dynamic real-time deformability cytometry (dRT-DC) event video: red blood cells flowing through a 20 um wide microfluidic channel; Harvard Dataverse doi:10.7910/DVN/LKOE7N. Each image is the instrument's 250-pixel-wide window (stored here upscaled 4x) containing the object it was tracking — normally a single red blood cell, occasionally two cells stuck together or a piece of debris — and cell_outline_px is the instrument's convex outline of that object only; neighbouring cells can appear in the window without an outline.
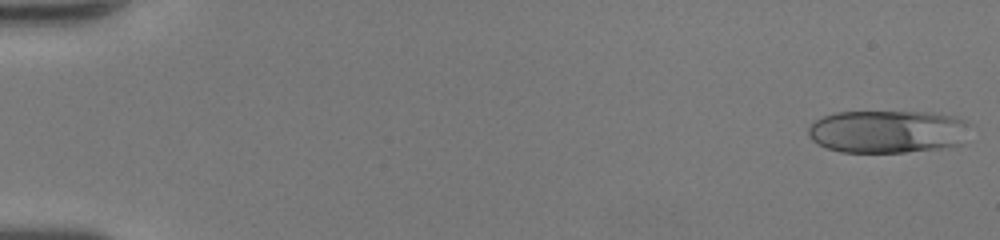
{"species": "human", "species_latin": "Homo sapiens", "temperature_condition": "room temperature", "stored_images_in_passage": 49, "camera_frame_rate_fps": 3000, "um_per_image_px": 0.085, "donor": {"sex": "female"}, "frame": {"image": 1, "passage_image": 1, "time_ms": 0.0, "image_size_px": [1000, 240], "cell_outline_px": [[968, 124], [960, 144], [940, 148], [904, 152], [840, 152], [828, 148], [812, 140], [808, 136], [808, 128], [816, 120], [824, 116], [836, 112], [932, 112], [956, 116], [964, 120]], "centroid_in_image_um": [75.41, 11.17], "position_along_channel_um": 9.6, "area_um2": 40.11}}
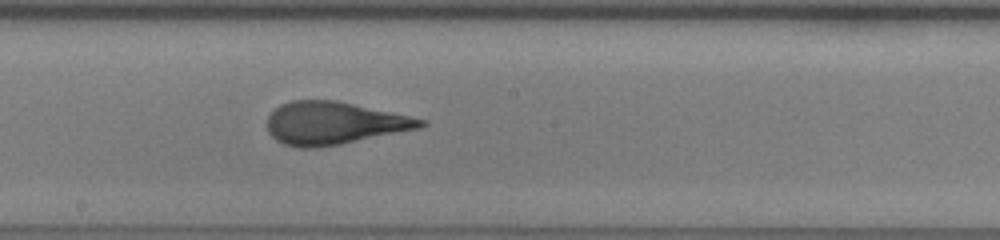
{"frame": {"image": 2, "passage_image": 28, "time_ms": 9.0, "image_size_px": [1000, 240], "cell_outline_px": [[428, 124], [420, 128], [340, 144], [312, 148], [300, 148], [284, 144], [276, 140], [268, 132], [268, 116], [280, 104], [292, 100], [336, 100], [428, 120]], "centroid_in_image_um": [28.38, 10.46], "position_along_channel_um": 219.8, "area_um2": 37.92}}
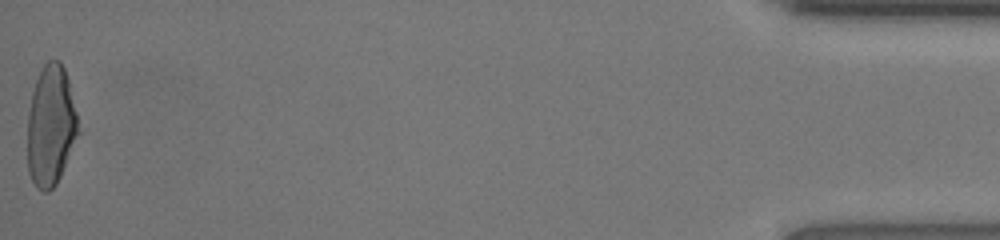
{"frame": {"image": 3, "passage_image": 49, "time_ms": 16.0, "image_size_px": [1000, 240], "cell_outline_px": [[84, 132], [56, 184], [48, 192], [44, 192], [36, 188], [28, 172], [28, 112], [32, 92], [36, 80], [44, 64], [48, 60], [60, 60], [64, 68], [68, 80]], "centroid_in_image_um": [4.39, 10.73], "position_along_channel_um": 430.8, "area_um2": 36.93}, "authors_computed_cell_mechanics": {"area_um2": 38.4948, "velocity_mm_per_s": 4.3272, "shape_relaxation_time_tau1_ms": 5.2835, "shape_relaxation_time_tau2_ms": null, "deformation_change_tau1": 0.228, "deformation_change_tau2": null}}